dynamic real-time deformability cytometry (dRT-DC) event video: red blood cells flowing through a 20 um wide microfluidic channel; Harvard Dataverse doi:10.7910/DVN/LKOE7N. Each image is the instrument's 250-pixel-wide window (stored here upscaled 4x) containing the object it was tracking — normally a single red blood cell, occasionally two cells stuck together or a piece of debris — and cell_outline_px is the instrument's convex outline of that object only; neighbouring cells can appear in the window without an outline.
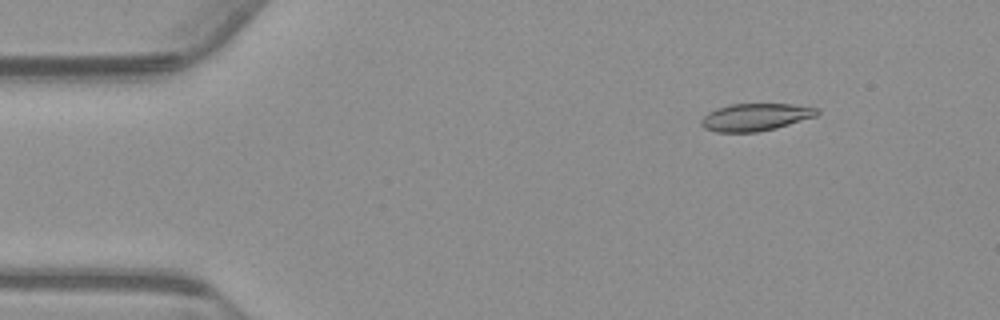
{"species": "common noctule bat (a hibernating species)", "species_latin": "Nyctalus noctula", "temperature_condition": "warm", "stored_images_in_passage": 14, "camera_frame_rate_fps": 3000, "um_per_image_px": 0.085, "animal": {"sex": "male", "body_mass_g": 23.1, "forearm_length_mm": 52.7}, "frame": {"image": 1, "passage_image": 7, "time_ms": 2.0, "image_size_px": [1000, 320], "cell_outline_px": [[820, 112], [816, 116], [776, 128], [756, 132], [716, 132], [704, 128], [700, 124], [700, 120], [708, 112], [716, 108], [728, 104], [792, 104], [820, 108]], "centroid_in_image_um": [64.2, 9.95], "position_along_channel_um": 20.8, "area_um2": 18.61}}